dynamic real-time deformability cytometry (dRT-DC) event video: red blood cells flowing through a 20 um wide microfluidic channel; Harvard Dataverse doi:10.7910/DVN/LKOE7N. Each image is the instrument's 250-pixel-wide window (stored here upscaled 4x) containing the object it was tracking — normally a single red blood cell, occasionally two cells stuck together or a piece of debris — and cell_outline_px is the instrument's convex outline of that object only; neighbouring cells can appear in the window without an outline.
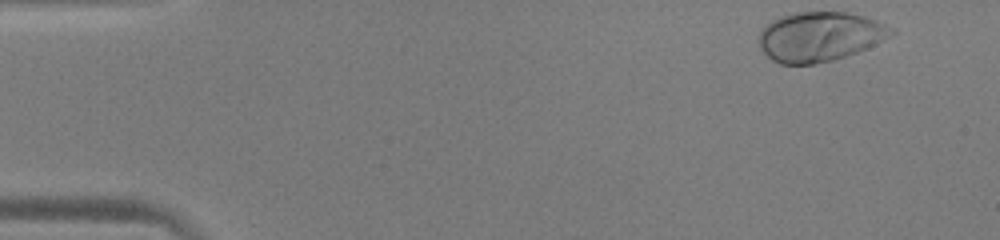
{"species": "human", "species_latin": "Homo sapiens", "temperature_condition": "warm", "stored_images_in_passage": 41, "camera_frame_rate_fps": 3000, "um_per_image_px": 0.085, "donor": {"sex": "male"}, "frame": {"image": 1, "passage_image": 1, "time_ms": 0.0, "image_size_px": [1000, 240], "cell_outline_px": [[896, 32], [868, 48], [832, 60], [812, 64], [780, 64], [772, 60], [760, 48], [760, 32], [772, 20], [780, 16], [796, 12], [844, 12], [864, 16], [876, 20], [896, 28]], "centroid_in_image_um": [69.7, 3.1], "position_along_channel_um": 15.3, "area_um2": 38.03}}
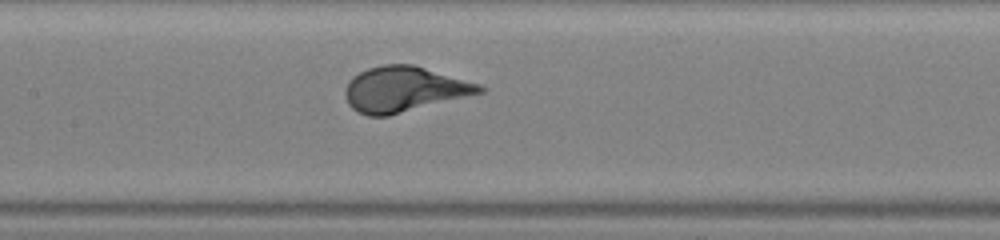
{"frame": {"image": 2, "passage_image": 22, "time_ms": 7.0, "image_size_px": [1000, 240], "cell_outline_px": [[488, 88], [484, 92], [388, 116], [368, 116], [352, 108], [348, 104], [344, 92], [348, 80], [352, 76], [368, 68], [384, 64], [412, 64], [480, 84]], "centroid_in_image_um": [34.34, 7.58], "position_along_channel_um": 173.1, "area_um2": 35.37}}
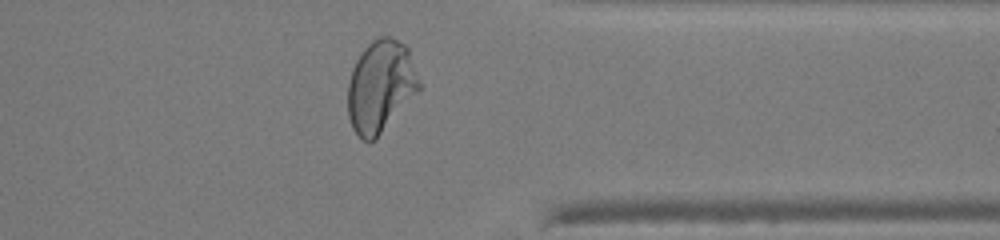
{"frame": {"image": 3, "passage_image": 38, "time_ms": 12.333, "image_size_px": [1000, 240], "cell_outline_px": [[424, 84], [376, 140], [364, 140], [352, 128], [348, 116], [348, 80], [352, 68], [360, 52], [372, 40], [380, 36], [392, 36], [404, 44], [408, 48]], "centroid_in_image_um": [32.38, 7.3], "position_along_channel_um": 379.0, "area_um2": 38.78}}